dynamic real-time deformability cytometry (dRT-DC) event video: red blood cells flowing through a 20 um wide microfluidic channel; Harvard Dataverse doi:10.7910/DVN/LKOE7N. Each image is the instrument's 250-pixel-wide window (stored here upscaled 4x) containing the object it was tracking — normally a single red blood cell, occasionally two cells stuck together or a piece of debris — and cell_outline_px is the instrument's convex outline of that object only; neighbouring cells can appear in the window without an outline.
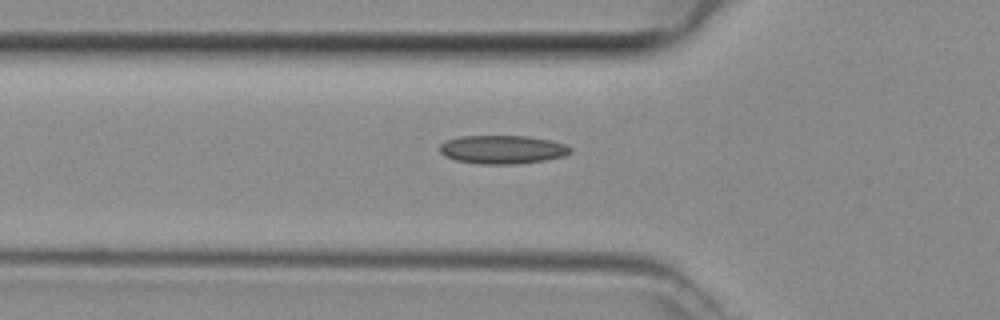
{"species": "common noctule bat (a hibernating species)", "species_latin": "Nyctalus noctula", "temperature_condition": "room temperature", "stored_images_in_passage": 37, "camera_frame_rate_fps": 3000, "um_per_image_px": 0.085, "animal": {"sex": "female", "body_mass_g": 29.2, "forearm_length_mm": 56.3}, "frame": {"image": 1, "passage_image": 5, "time_ms": 1.333, "image_size_px": [1000, 320], "cell_outline_px": [[572, 152], [564, 156], [544, 160], [516, 164], [480, 164], [456, 160], [444, 156], [440, 152], [440, 144], [448, 140], [460, 136], [528, 136], [548, 140], [564, 144], [572, 148]], "centroid_in_image_um": [42.7, 12.71], "position_along_channel_um": 83.1, "area_um2": 21.62}}
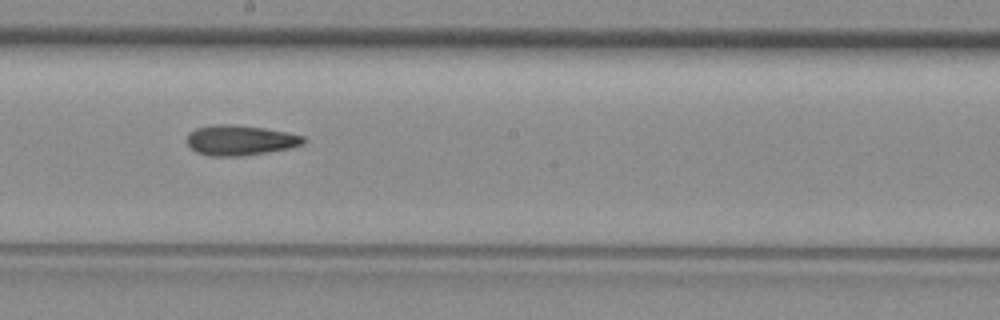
{"frame": {"image": 2, "passage_image": 15, "time_ms": 4.667, "image_size_px": [1000, 320], "cell_outline_px": [[304, 144], [288, 148], [268, 152], [240, 156], [208, 156], [196, 152], [188, 144], [188, 136], [196, 128], [216, 124], [228, 124], [264, 128], [304, 136]], "centroid_in_image_um": [20.4, 11.93], "position_along_channel_um": 227.8, "area_um2": 20.17}}
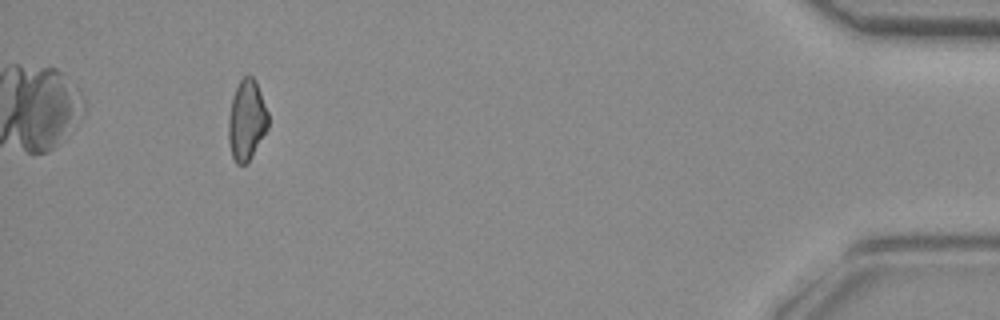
{"frame": {"image": 3, "passage_image": 33, "time_ms": 10.667, "image_size_px": [1000, 320], "cell_outline_px": [[268, 128], [248, 164], [236, 164], [232, 156], [228, 140], [228, 116], [232, 96], [240, 80], [244, 76], [252, 76], [256, 80], [268, 112]], "centroid_in_image_um": [20.96, 10.23], "position_along_channel_um": 414.2, "area_um2": 18.84}}